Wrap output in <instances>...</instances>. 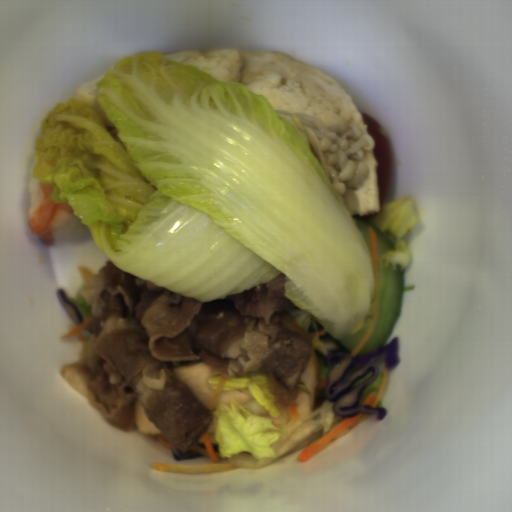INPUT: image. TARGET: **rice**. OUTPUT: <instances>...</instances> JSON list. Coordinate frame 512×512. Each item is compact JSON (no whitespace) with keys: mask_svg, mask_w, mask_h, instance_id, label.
Instances as JSON below:
<instances>
[{"mask_svg":"<svg viewBox=\"0 0 512 512\" xmlns=\"http://www.w3.org/2000/svg\"><path fill=\"white\" fill-rule=\"evenodd\" d=\"M39 179L31 177L28 185H27V191H28V201H29V207L31 208V205L33 203V200L36 196L37 192V186L39 183Z\"/></svg>","mask_w":512,"mask_h":512,"instance_id":"obj_2","label":"rice"},{"mask_svg":"<svg viewBox=\"0 0 512 512\" xmlns=\"http://www.w3.org/2000/svg\"><path fill=\"white\" fill-rule=\"evenodd\" d=\"M80 222H82V219L78 218L77 216H75L73 214L69 220H67L63 224L53 228L50 233L51 234H59V233L71 232Z\"/></svg>","mask_w":512,"mask_h":512,"instance_id":"obj_1","label":"rice"}]
</instances>
